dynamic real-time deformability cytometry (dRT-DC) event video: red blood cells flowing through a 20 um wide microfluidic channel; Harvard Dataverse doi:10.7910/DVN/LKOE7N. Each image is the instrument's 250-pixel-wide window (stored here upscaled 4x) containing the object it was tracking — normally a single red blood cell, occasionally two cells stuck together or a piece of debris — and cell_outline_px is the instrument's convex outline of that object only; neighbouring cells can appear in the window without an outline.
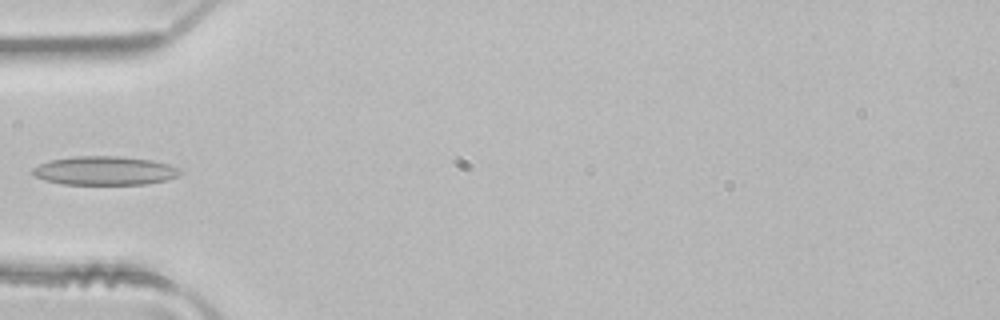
{"species": "common noctule bat (a hibernating species)", "species_latin": "Nyctalus noctula", "temperature_condition": "room temperature", "stored_images_in_passage": 4, "camera_frame_rate_fps": 3000, "um_per_image_px": 0.085, "animal": {"sex": "male", "body_mass_g": 21.5, "forearm_length_mm": 52.0}, "frame": {"image": 1, "passage_image": 4, "time_ms": 1.0, "image_size_px": [1000, 320], "cell_outline_px": [[184, 172], [180, 176], [168, 180], [144, 184], [64, 184], [44, 180], [36, 176], [32, 172], [32, 168], [40, 164], [52, 160], [76, 156], [116, 156], [152, 160], [168, 164], [180, 168]], "centroid_in_image_um": [8.97, 14.51], "position_along_channel_um": 76.0, "area_um2": 24.74}}